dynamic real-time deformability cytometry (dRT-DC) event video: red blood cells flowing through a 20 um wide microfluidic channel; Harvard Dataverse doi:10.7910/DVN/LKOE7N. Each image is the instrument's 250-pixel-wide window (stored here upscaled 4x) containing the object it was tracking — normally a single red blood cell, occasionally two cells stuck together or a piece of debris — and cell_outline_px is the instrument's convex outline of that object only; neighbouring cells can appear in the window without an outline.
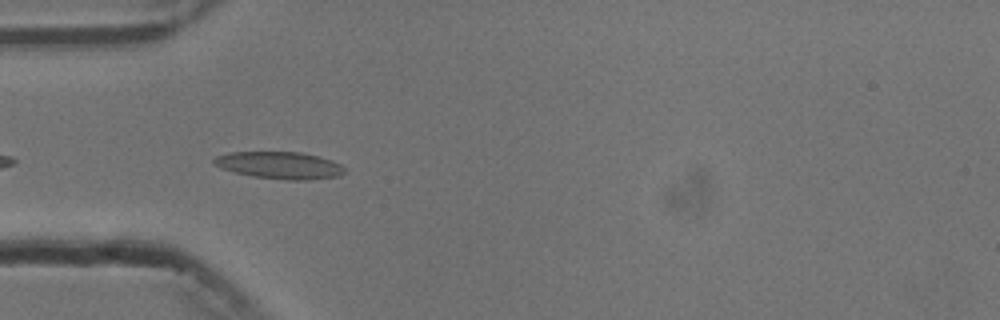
{"species": "common noctule bat (a hibernating species)", "species_latin": "Nyctalus noctula", "temperature_condition": "cold", "stored_images_in_passage": 30, "camera_frame_rate_fps": 3000, "um_per_image_px": 0.085, "animal": {"sex": "male", "body_mass_g": 13.3}, "frame": {"image": 1, "passage_image": 3, "time_ms": 0.667, "image_size_px": [1000, 320], "cell_outline_px": [[344, 172], [340, 176], [308, 180], [284, 180], [252, 176], [220, 168], [212, 164], [212, 160], [216, 156], [228, 152], [300, 152], [332, 160], [340, 164], [344, 168]], "centroid_in_image_um": [23.74, 14.05], "position_along_channel_um": 61.3, "area_um2": 20.69}}
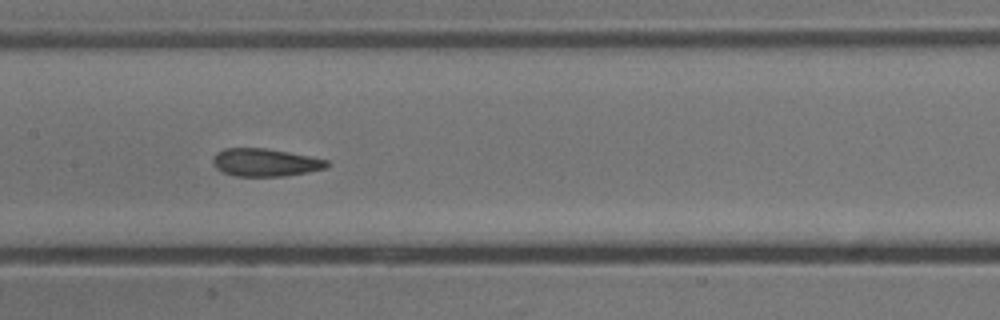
{"frame": {"image": 2, "passage_image": 13, "time_ms": 4.0, "image_size_px": [1000, 320], "cell_outline_px": [[332, 164], [324, 168], [308, 172], [284, 176], [236, 176], [224, 172], [216, 168], [212, 164], [212, 156], [216, 152], [224, 148], [268, 148], [328, 160]], "centroid_in_image_um": [22.52, 13.8], "position_along_channel_um": 184.9, "area_um2": 18.55}}
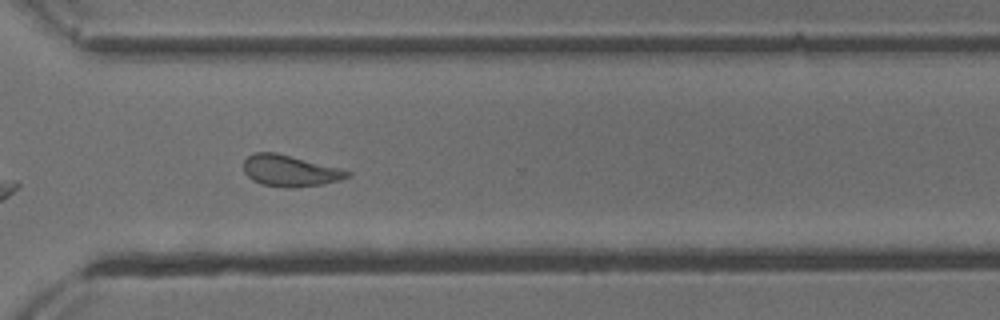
{"frame": {"image": 3, "passage_image": 26, "time_ms": 8.333, "image_size_px": [1000, 320], "cell_outline_px": [[352, 176], [340, 180], [320, 184], [288, 188], [284, 188], [260, 184], [252, 180], [244, 172], [244, 160], [248, 156], [256, 152], [276, 152], [340, 168], [352, 172]], "centroid_in_image_um": [24.64, 14.51], "position_along_channel_um": 346.0, "area_um2": 18.96}, "authors_computed_cell_mechanics": {"area_um2": 18.6694, "velocity_mm_per_s": 3.7293, "shape_relaxation_time_tau1_ms": 4.889, "shape_relaxation_time_tau2_ms": 2.2124, "deformation_change_tau1": 0.1502, "deformation_change_tau2": 0.0917}}